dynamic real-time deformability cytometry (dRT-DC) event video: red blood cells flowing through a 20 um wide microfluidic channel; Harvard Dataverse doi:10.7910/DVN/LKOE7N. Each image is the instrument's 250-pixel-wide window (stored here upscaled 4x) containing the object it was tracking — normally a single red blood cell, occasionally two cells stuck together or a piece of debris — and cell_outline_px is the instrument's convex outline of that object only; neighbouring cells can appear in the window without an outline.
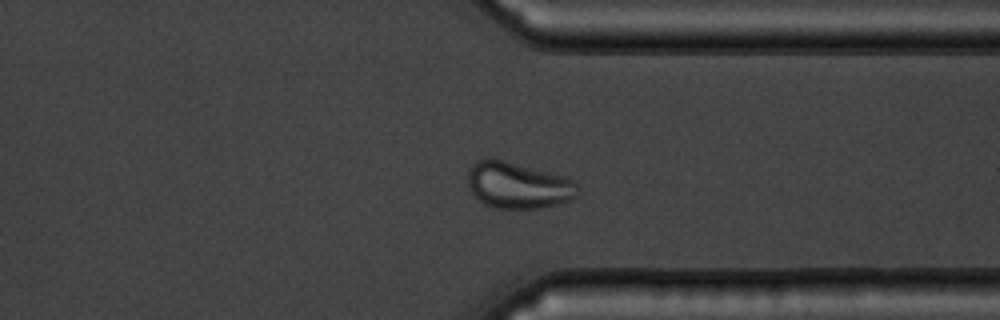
{"species": "common noctule bat (a hibernating species)", "species_latin": "Nyctalus noctula", "temperature_condition": "warm", "stored_images_in_passage": 48, "camera_frame_rate_fps": 3000, "um_per_image_px": 0.085, "animal": {"sex": "male", "body_mass_g": 19.5, "forearm_length_mm": 54.6}, "frame": {"image": 1, "passage_image": 35, "time_ms": 11.333, "image_size_px": [1000, 320], "cell_outline_px": [[580, 188], [576, 196], [572, 200], [556, 204], [536, 208], [496, 208], [484, 204], [472, 192], [468, 184], [468, 172], [476, 160], [500, 160], [560, 176], [572, 180], [580, 184]], "centroid_in_image_um": [44.05, 15.79], "position_along_channel_um": 367.3, "area_um2": 28.84}, "authors_computed_cell_mechanics": {"area_um2": 29.7092, "velocity_mm_per_s": 3.7587, "shape_relaxation_time_tau1_ms": 8.7146, "shape_relaxation_time_tau2_ms": null, "deformation_change_tau1": 0.1544, "deformation_change_tau2": null}}